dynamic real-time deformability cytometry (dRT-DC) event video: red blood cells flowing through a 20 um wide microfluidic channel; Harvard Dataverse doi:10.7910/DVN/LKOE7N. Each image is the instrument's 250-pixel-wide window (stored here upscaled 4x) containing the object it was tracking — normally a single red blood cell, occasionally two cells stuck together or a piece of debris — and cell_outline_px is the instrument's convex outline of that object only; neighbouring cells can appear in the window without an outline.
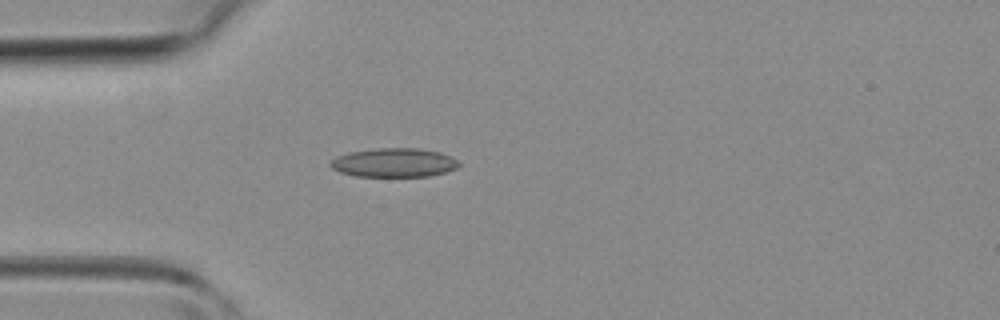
{"species": "common noctule bat (a hibernating species)", "species_latin": "Nyctalus noctula", "temperature_condition": "room temperature", "stored_images_in_passage": 34, "camera_frame_rate_fps": 3000, "um_per_image_px": 0.085, "animal": {"sex": "female", "body_mass_g": 19.3, "forearm_length_mm": 54.1}, "frame": {"image": 1, "passage_image": 4, "time_ms": 1.0, "image_size_px": [1000, 320], "cell_outline_px": [[460, 164], [456, 168], [444, 172], [428, 176], [356, 176], [340, 172], [332, 168], [328, 164], [336, 156], [348, 152], [376, 148], [420, 148], [440, 152], [452, 156]], "centroid_in_image_um": [33.47, 13.81], "position_along_channel_um": 51.5, "area_um2": 21.68}}
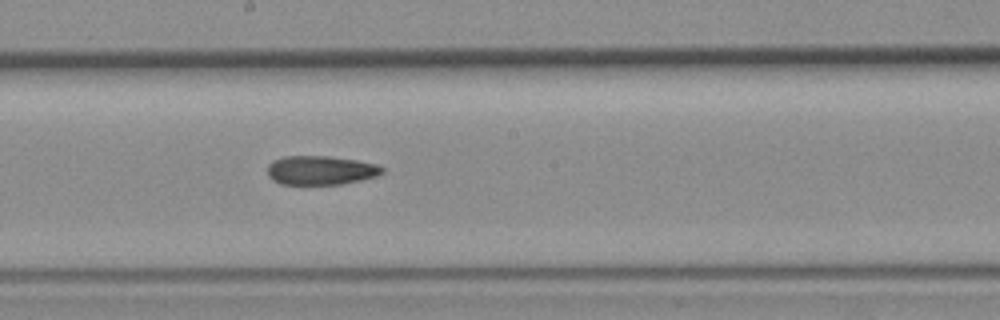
{"frame": {"image": 2, "passage_image": 15, "time_ms": 4.667, "image_size_px": [1000, 320], "cell_outline_px": [[384, 172], [376, 176], [344, 184], [280, 184], [272, 180], [268, 176], [268, 164], [272, 160], [284, 156], [328, 156], [356, 160], [376, 164], [384, 168]], "centroid_in_image_um": [27.23, 14.47], "position_along_channel_um": 221.0, "area_um2": 19.48}}
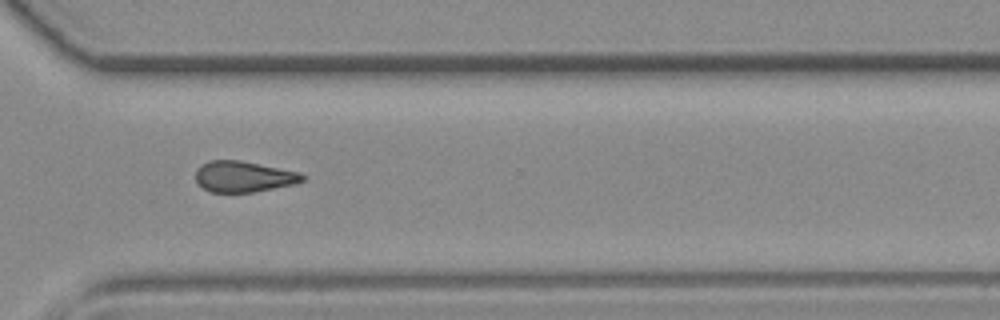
{"frame": {"image": 3, "passage_image": 23, "time_ms": 7.333, "image_size_px": [1000, 320], "cell_outline_px": [[304, 180], [296, 184], [252, 192], [212, 192], [204, 188], [196, 180], [196, 172], [204, 164], [212, 160], [240, 160], [300, 172], [304, 176]], "centroid_in_image_um": [20.75, 15.01], "position_along_channel_um": 349.8, "area_um2": 18.96}}